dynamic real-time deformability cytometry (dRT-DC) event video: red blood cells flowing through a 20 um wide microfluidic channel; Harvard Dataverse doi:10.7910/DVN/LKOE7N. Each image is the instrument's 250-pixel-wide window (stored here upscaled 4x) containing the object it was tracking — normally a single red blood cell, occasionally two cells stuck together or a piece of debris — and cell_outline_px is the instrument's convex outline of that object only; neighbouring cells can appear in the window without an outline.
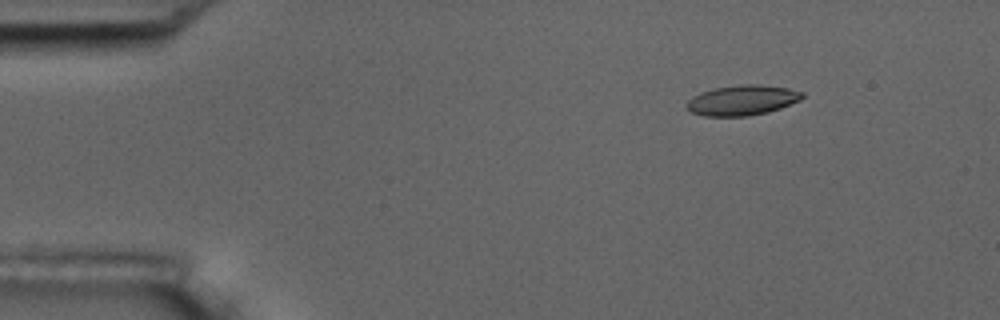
{"species": "common noctule bat (a hibernating species)", "species_latin": "Nyctalus noctula", "temperature_condition": "room temperature", "stored_images_in_passage": 8, "camera_frame_rate_fps": 3000, "um_per_image_px": 0.085, "animal": {"sex": "male", "body_mass_g": 17.5, "forearm_length_mm": 52.3}, "frame": {"image": 1, "passage_image": 3, "time_ms": 0.667, "image_size_px": [1000, 320], "cell_outline_px": [[804, 96], [800, 100], [780, 108], [768, 112], [748, 116], [704, 116], [692, 112], [684, 108], [684, 104], [692, 96], [700, 92], [712, 88], [744, 84], [756, 84], [788, 88], [804, 92]], "centroid_in_image_um": [63.04, 8.52], "position_along_channel_um": 22.0, "area_um2": 20.52}}
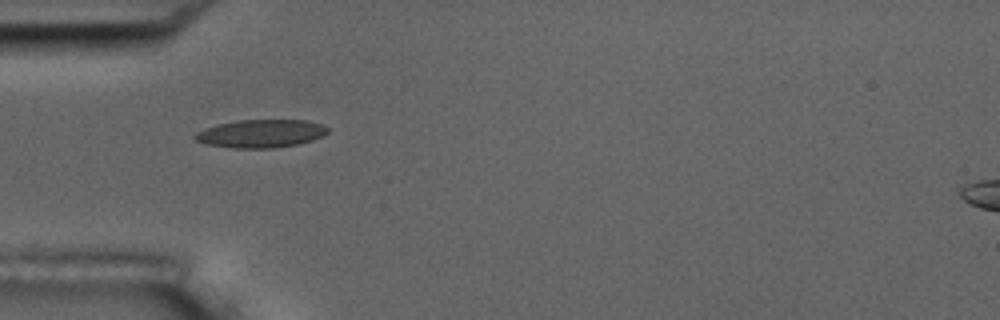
{"frame": {"image": 2, "passage_image": 6, "time_ms": 1.667, "image_size_px": [1000, 320], "cell_outline_px": [[328, 132], [324, 136], [312, 140], [296, 144], [272, 148], [232, 148], [204, 144], [196, 140], [192, 136], [196, 132], [204, 128], [216, 124], [236, 120], [308, 120], [324, 124], [328, 128]], "centroid_in_image_um": [22.16, 11.34], "position_along_channel_um": 62.8, "area_um2": 21.96}}